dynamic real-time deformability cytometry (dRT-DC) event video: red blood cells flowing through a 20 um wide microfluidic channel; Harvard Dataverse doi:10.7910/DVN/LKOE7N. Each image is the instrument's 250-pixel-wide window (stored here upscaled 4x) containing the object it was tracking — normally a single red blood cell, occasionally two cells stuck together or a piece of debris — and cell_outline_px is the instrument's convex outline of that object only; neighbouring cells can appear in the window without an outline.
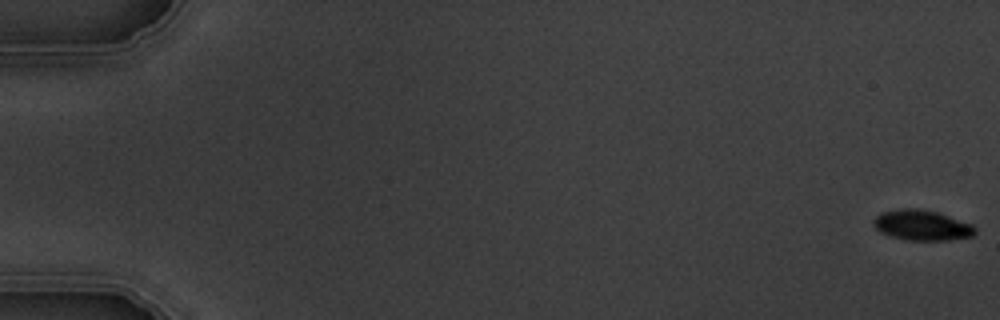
{"species": "common noctule bat (a hibernating species)", "species_latin": "Nyctalus noctula", "temperature_condition": "warm", "stored_images_in_passage": 6, "camera_frame_rate_fps": 3000, "um_per_image_px": 0.085, "animal": {"sex": "male", "body_mass_g": 19.5, "forearm_length_mm": 54.6}, "frame": {"image": 1, "passage_image": 1, "time_ms": 0.0, "image_size_px": [1000, 320], "cell_outline_px": [[976, 232], [972, 236], [948, 240], [908, 240], [888, 236], [880, 232], [876, 228], [872, 220], [876, 216], [884, 212], [900, 208], [916, 208], [936, 212], [972, 224], [976, 228]], "centroid_in_image_um": [78.35, 19.15], "position_along_channel_um": 6.7, "area_um2": 17.86}}
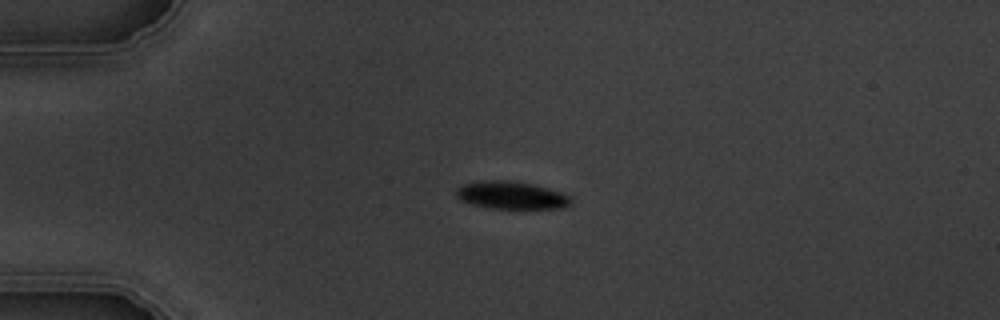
{"frame": {"image": 2, "passage_image": 5, "time_ms": 4.667, "image_size_px": [1000, 320], "cell_outline_px": [[572, 204], [564, 208], [488, 208], [472, 204], [460, 200], [456, 196], [456, 188], [464, 184], [480, 180], [508, 180], [532, 184], [548, 188], [560, 192], [568, 196], [572, 200]], "centroid_in_image_um": [43.44, 16.59], "position_along_channel_um": 41.6, "area_um2": 18.5}}